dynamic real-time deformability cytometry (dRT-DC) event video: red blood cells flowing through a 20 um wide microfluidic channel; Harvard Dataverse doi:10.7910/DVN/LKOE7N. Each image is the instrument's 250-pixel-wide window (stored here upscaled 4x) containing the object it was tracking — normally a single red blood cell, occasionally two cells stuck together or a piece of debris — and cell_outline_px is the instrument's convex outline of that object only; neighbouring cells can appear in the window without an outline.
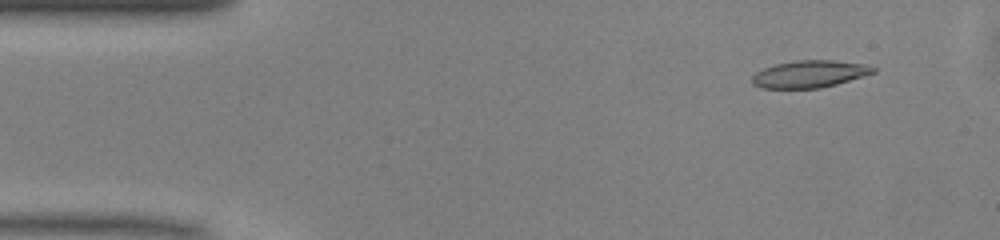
{"species": "common noctule bat (a hibernating species)", "species_latin": "Nyctalus noctula", "temperature_condition": "warm", "stored_images_in_passage": 11, "camera_frame_rate_fps": 3000, "um_per_image_px": 0.085, "animal": {"sex": "male", "body_mass_g": 13.0, "forearm_length_mm": 53.1}, "frame": {"image": 1, "passage_image": 4, "time_ms": 1.0, "image_size_px": [1000, 240], "cell_outline_px": [[876, 72], [836, 84], [820, 88], [760, 88], [752, 84], [752, 76], [756, 72], [764, 68], [776, 64], [796, 60], [832, 60], [868, 64], [876, 68]], "centroid_in_image_um": [68.82, 6.29], "position_along_channel_um": 16.2, "area_um2": 19.19}}